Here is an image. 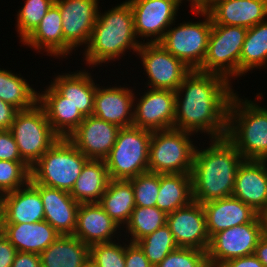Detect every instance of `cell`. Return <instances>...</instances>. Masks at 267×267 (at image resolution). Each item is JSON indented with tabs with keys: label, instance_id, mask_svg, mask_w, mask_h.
Listing matches in <instances>:
<instances>
[{
	"label": "cell",
	"instance_id": "12",
	"mask_svg": "<svg viewBox=\"0 0 267 267\" xmlns=\"http://www.w3.org/2000/svg\"><path fill=\"white\" fill-rule=\"evenodd\" d=\"M137 55L148 75L147 86L152 89L176 91L192 71L181 60L168 52L159 42L140 45Z\"/></svg>",
	"mask_w": 267,
	"mask_h": 267
},
{
	"label": "cell",
	"instance_id": "33",
	"mask_svg": "<svg viewBox=\"0 0 267 267\" xmlns=\"http://www.w3.org/2000/svg\"><path fill=\"white\" fill-rule=\"evenodd\" d=\"M266 63L267 20L248 28L239 59V76Z\"/></svg>",
	"mask_w": 267,
	"mask_h": 267
},
{
	"label": "cell",
	"instance_id": "38",
	"mask_svg": "<svg viewBox=\"0 0 267 267\" xmlns=\"http://www.w3.org/2000/svg\"><path fill=\"white\" fill-rule=\"evenodd\" d=\"M134 191L136 206L156 207L160 187V174L144 172L129 179Z\"/></svg>",
	"mask_w": 267,
	"mask_h": 267
},
{
	"label": "cell",
	"instance_id": "19",
	"mask_svg": "<svg viewBox=\"0 0 267 267\" xmlns=\"http://www.w3.org/2000/svg\"><path fill=\"white\" fill-rule=\"evenodd\" d=\"M41 196L44 207V220L60 235H73L77 225L79 203L70 192L36 184L29 181Z\"/></svg>",
	"mask_w": 267,
	"mask_h": 267
},
{
	"label": "cell",
	"instance_id": "45",
	"mask_svg": "<svg viewBox=\"0 0 267 267\" xmlns=\"http://www.w3.org/2000/svg\"><path fill=\"white\" fill-rule=\"evenodd\" d=\"M11 267H42L40 255L17 251Z\"/></svg>",
	"mask_w": 267,
	"mask_h": 267
},
{
	"label": "cell",
	"instance_id": "41",
	"mask_svg": "<svg viewBox=\"0 0 267 267\" xmlns=\"http://www.w3.org/2000/svg\"><path fill=\"white\" fill-rule=\"evenodd\" d=\"M155 267H209L207 251L178 247Z\"/></svg>",
	"mask_w": 267,
	"mask_h": 267
},
{
	"label": "cell",
	"instance_id": "14",
	"mask_svg": "<svg viewBox=\"0 0 267 267\" xmlns=\"http://www.w3.org/2000/svg\"><path fill=\"white\" fill-rule=\"evenodd\" d=\"M134 20L135 34L159 42L174 25L181 0H128ZM154 37V38H153Z\"/></svg>",
	"mask_w": 267,
	"mask_h": 267
},
{
	"label": "cell",
	"instance_id": "16",
	"mask_svg": "<svg viewBox=\"0 0 267 267\" xmlns=\"http://www.w3.org/2000/svg\"><path fill=\"white\" fill-rule=\"evenodd\" d=\"M166 225L178 247L207 251L210 237L207 232L204 207L197 201L168 213Z\"/></svg>",
	"mask_w": 267,
	"mask_h": 267
},
{
	"label": "cell",
	"instance_id": "17",
	"mask_svg": "<svg viewBox=\"0 0 267 267\" xmlns=\"http://www.w3.org/2000/svg\"><path fill=\"white\" fill-rule=\"evenodd\" d=\"M120 127L94 115L85 117L68 139L88 159H105L114 146Z\"/></svg>",
	"mask_w": 267,
	"mask_h": 267
},
{
	"label": "cell",
	"instance_id": "34",
	"mask_svg": "<svg viewBox=\"0 0 267 267\" xmlns=\"http://www.w3.org/2000/svg\"><path fill=\"white\" fill-rule=\"evenodd\" d=\"M20 76L0 68V99L18 110H27L38 103L39 93Z\"/></svg>",
	"mask_w": 267,
	"mask_h": 267
},
{
	"label": "cell",
	"instance_id": "52",
	"mask_svg": "<svg viewBox=\"0 0 267 267\" xmlns=\"http://www.w3.org/2000/svg\"><path fill=\"white\" fill-rule=\"evenodd\" d=\"M2 232V207L0 202V233Z\"/></svg>",
	"mask_w": 267,
	"mask_h": 267
},
{
	"label": "cell",
	"instance_id": "37",
	"mask_svg": "<svg viewBox=\"0 0 267 267\" xmlns=\"http://www.w3.org/2000/svg\"><path fill=\"white\" fill-rule=\"evenodd\" d=\"M55 0H26L24 6L17 12L18 37L23 42L39 25L48 9Z\"/></svg>",
	"mask_w": 267,
	"mask_h": 267
},
{
	"label": "cell",
	"instance_id": "7",
	"mask_svg": "<svg viewBox=\"0 0 267 267\" xmlns=\"http://www.w3.org/2000/svg\"><path fill=\"white\" fill-rule=\"evenodd\" d=\"M188 131L168 129L152 131L149 143L148 171L158 174H191L196 146Z\"/></svg>",
	"mask_w": 267,
	"mask_h": 267
},
{
	"label": "cell",
	"instance_id": "15",
	"mask_svg": "<svg viewBox=\"0 0 267 267\" xmlns=\"http://www.w3.org/2000/svg\"><path fill=\"white\" fill-rule=\"evenodd\" d=\"M135 99L133 126L150 131L174 128L176 91L149 88L138 103Z\"/></svg>",
	"mask_w": 267,
	"mask_h": 267
},
{
	"label": "cell",
	"instance_id": "47",
	"mask_svg": "<svg viewBox=\"0 0 267 267\" xmlns=\"http://www.w3.org/2000/svg\"><path fill=\"white\" fill-rule=\"evenodd\" d=\"M219 267H265L254 255L233 258L225 261Z\"/></svg>",
	"mask_w": 267,
	"mask_h": 267
},
{
	"label": "cell",
	"instance_id": "42",
	"mask_svg": "<svg viewBox=\"0 0 267 267\" xmlns=\"http://www.w3.org/2000/svg\"><path fill=\"white\" fill-rule=\"evenodd\" d=\"M0 160L24 162L11 131L0 130Z\"/></svg>",
	"mask_w": 267,
	"mask_h": 267
},
{
	"label": "cell",
	"instance_id": "2",
	"mask_svg": "<svg viewBox=\"0 0 267 267\" xmlns=\"http://www.w3.org/2000/svg\"><path fill=\"white\" fill-rule=\"evenodd\" d=\"M209 147H196L192 165V197L198 203L232 196L241 153L226 138L210 139Z\"/></svg>",
	"mask_w": 267,
	"mask_h": 267
},
{
	"label": "cell",
	"instance_id": "46",
	"mask_svg": "<svg viewBox=\"0 0 267 267\" xmlns=\"http://www.w3.org/2000/svg\"><path fill=\"white\" fill-rule=\"evenodd\" d=\"M18 111L17 108L0 99V130L10 129Z\"/></svg>",
	"mask_w": 267,
	"mask_h": 267
},
{
	"label": "cell",
	"instance_id": "29",
	"mask_svg": "<svg viewBox=\"0 0 267 267\" xmlns=\"http://www.w3.org/2000/svg\"><path fill=\"white\" fill-rule=\"evenodd\" d=\"M35 50H44L51 57L64 58V37L59 6L54 2L36 29L23 41Z\"/></svg>",
	"mask_w": 267,
	"mask_h": 267
},
{
	"label": "cell",
	"instance_id": "39",
	"mask_svg": "<svg viewBox=\"0 0 267 267\" xmlns=\"http://www.w3.org/2000/svg\"><path fill=\"white\" fill-rule=\"evenodd\" d=\"M31 178V168L25 162L0 160V196L24 187Z\"/></svg>",
	"mask_w": 267,
	"mask_h": 267
},
{
	"label": "cell",
	"instance_id": "30",
	"mask_svg": "<svg viewBox=\"0 0 267 267\" xmlns=\"http://www.w3.org/2000/svg\"><path fill=\"white\" fill-rule=\"evenodd\" d=\"M110 181L105 160L89 159L70 195L81 203H99Z\"/></svg>",
	"mask_w": 267,
	"mask_h": 267
},
{
	"label": "cell",
	"instance_id": "32",
	"mask_svg": "<svg viewBox=\"0 0 267 267\" xmlns=\"http://www.w3.org/2000/svg\"><path fill=\"white\" fill-rule=\"evenodd\" d=\"M193 201L191 174H160L159 195L156 207L166 214Z\"/></svg>",
	"mask_w": 267,
	"mask_h": 267
},
{
	"label": "cell",
	"instance_id": "1",
	"mask_svg": "<svg viewBox=\"0 0 267 267\" xmlns=\"http://www.w3.org/2000/svg\"><path fill=\"white\" fill-rule=\"evenodd\" d=\"M222 75L192 70L176 90L174 129L226 137L228 107L235 93ZM185 93V94H183Z\"/></svg>",
	"mask_w": 267,
	"mask_h": 267
},
{
	"label": "cell",
	"instance_id": "35",
	"mask_svg": "<svg viewBox=\"0 0 267 267\" xmlns=\"http://www.w3.org/2000/svg\"><path fill=\"white\" fill-rule=\"evenodd\" d=\"M166 218L167 214L157 207L135 206L129 222L125 225V233L128 232L130 234V242L136 243L138 240L164 226Z\"/></svg>",
	"mask_w": 267,
	"mask_h": 267
},
{
	"label": "cell",
	"instance_id": "40",
	"mask_svg": "<svg viewBox=\"0 0 267 267\" xmlns=\"http://www.w3.org/2000/svg\"><path fill=\"white\" fill-rule=\"evenodd\" d=\"M97 243L90 246V267H125V243Z\"/></svg>",
	"mask_w": 267,
	"mask_h": 267
},
{
	"label": "cell",
	"instance_id": "11",
	"mask_svg": "<svg viewBox=\"0 0 267 267\" xmlns=\"http://www.w3.org/2000/svg\"><path fill=\"white\" fill-rule=\"evenodd\" d=\"M264 235L259 214L252 222L217 232L210 238L207 249L209 267H219L227 260L254 254L259 239Z\"/></svg>",
	"mask_w": 267,
	"mask_h": 267
},
{
	"label": "cell",
	"instance_id": "9",
	"mask_svg": "<svg viewBox=\"0 0 267 267\" xmlns=\"http://www.w3.org/2000/svg\"><path fill=\"white\" fill-rule=\"evenodd\" d=\"M195 14L204 16L202 22H184L168 28L159 43L191 70H198L206 57L212 20L207 11L192 8Z\"/></svg>",
	"mask_w": 267,
	"mask_h": 267
},
{
	"label": "cell",
	"instance_id": "8",
	"mask_svg": "<svg viewBox=\"0 0 267 267\" xmlns=\"http://www.w3.org/2000/svg\"><path fill=\"white\" fill-rule=\"evenodd\" d=\"M18 146L21 159L31 168L60 138L52 129L44 108L37 103L19 110L9 129Z\"/></svg>",
	"mask_w": 267,
	"mask_h": 267
},
{
	"label": "cell",
	"instance_id": "13",
	"mask_svg": "<svg viewBox=\"0 0 267 267\" xmlns=\"http://www.w3.org/2000/svg\"><path fill=\"white\" fill-rule=\"evenodd\" d=\"M55 3L62 17L65 58L73 49L88 44L100 8L98 0H55Z\"/></svg>",
	"mask_w": 267,
	"mask_h": 267
},
{
	"label": "cell",
	"instance_id": "3",
	"mask_svg": "<svg viewBox=\"0 0 267 267\" xmlns=\"http://www.w3.org/2000/svg\"><path fill=\"white\" fill-rule=\"evenodd\" d=\"M136 38L133 13L127 0L103 14L99 11L90 40L83 52L87 66L95 67L115 61L127 49L137 53L142 41Z\"/></svg>",
	"mask_w": 267,
	"mask_h": 267
},
{
	"label": "cell",
	"instance_id": "10",
	"mask_svg": "<svg viewBox=\"0 0 267 267\" xmlns=\"http://www.w3.org/2000/svg\"><path fill=\"white\" fill-rule=\"evenodd\" d=\"M247 30L246 27L212 24L206 57L197 71L219 74L229 81L239 77V59Z\"/></svg>",
	"mask_w": 267,
	"mask_h": 267
},
{
	"label": "cell",
	"instance_id": "48",
	"mask_svg": "<svg viewBox=\"0 0 267 267\" xmlns=\"http://www.w3.org/2000/svg\"><path fill=\"white\" fill-rule=\"evenodd\" d=\"M254 255L267 267V236L263 235L255 248Z\"/></svg>",
	"mask_w": 267,
	"mask_h": 267
},
{
	"label": "cell",
	"instance_id": "22",
	"mask_svg": "<svg viewBox=\"0 0 267 267\" xmlns=\"http://www.w3.org/2000/svg\"><path fill=\"white\" fill-rule=\"evenodd\" d=\"M207 12L213 25L251 28L266 21L267 0H220Z\"/></svg>",
	"mask_w": 267,
	"mask_h": 267
},
{
	"label": "cell",
	"instance_id": "26",
	"mask_svg": "<svg viewBox=\"0 0 267 267\" xmlns=\"http://www.w3.org/2000/svg\"><path fill=\"white\" fill-rule=\"evenodd\" d=\"M2 233L19 252L40 254L58 237L59 233L47 221L2 224Z\"/></svg>",
	"mask_w": 267,
	"mask_h": 267
},
{
	"label": "cell",
	"instance_id": "5",
	"mask_svg": "<svg viewBox=\"0 0 267 267\" xmlns=\"http://www.w3.org/2000/svg\"><path fill=\"white\" fill-rule=\"evenodd\" d=\"M88 160L68 138H59L31 167V179L36 184L71 192Z\"/></svg>",
	"mask_w": 267,
	"mask_h": 267
},
{
	"label": "cell",
	"instance_id": "31",
	"mask_svg": "<svg viewBox=\"0 0 267 267\" xmlns=\"http://www.w3.org/2000/svg\"><path fill=\"white\" fill-rule=\"evenodd\" d=\"M99 204L119 227L126 225L136 206L131 182L110 179Z\"/></svg>",
	"mask_w": 267,
	"mask_h": 267
},
{
	"label": "cell",
	"instance_id": "28",
	"mask_svg": "<svg viewBox=\"0 0 267 267\" xmlns=\"http://www.w3.org/2000/svg\"><path fill=\"white\" fill-rule=\"evenodd\" d=\"M39 255L42 267H89L90 246L74 235H59Z\"/></svg>",
	"mask_w": 267,
	"mask_h": 267
},
{
	"label": "cell",
	"instance_id": "23",
	"mask_svg": "<svg viewBox=\"0 0 267 267\" xmlns=\"http://www.w3.org/2000/svg\"><path fill=\"white\" fill-rule=\"evenodd\" d=\"M202 205L210 238L222 230L250 223L259 215L251 206L234 196L213 200Z\"/></svg>",
	"mask_w": 267,
	"mask_h": 267
},
{
	"label": "cell",
	"instance_id": "27",
	"mask_svg": "<svg viewBox=\"0 0 267 267\" xmlns=\"http://www.w3.org/2000/svg\"><path fill=\"white\" fill-rule=\"evenodd\" d=\"M51 85L78 108L84 117L92 115L97 83L95 85L91 73L85 69L74 73H63L56 76Z\"/></svg>",
	"mask_w": 267,
	"mask_h": 267
},
{
	"label": "cell",
	"instance_id": "43",
	"mask_svg": "<svg viewBox=\"0 0 267 267\" xmlns=\"http://www.w3.org/2000/svg\"><path fill=\"white\" fill-rule=\"evenodd\" d=\"M125 244V267H154L137 243Z\"/></svg>",
	"mask_w": 267,
	"mask_h": 267
},
{
	"label": "cell",
	"instance_id": "49",
	"mask_svg": "<svg viewBox=\"0 0 267 267\" xmlns=\"http://www.w3.org/2000/svg\"><path fill=\"white\" fill-rule=\"evenodd\" d=\"M220 0H203L196 9L207 11L214 3Z\"/></svg>",
	"mask_w": 267,
	"mask_h": 267
},
{
	"label": "cell",
	"instance_id": "18",
	"mask_svg": "<svg viewBox=\"0 0 267 267\" xmlns=\"http://www.w3.org/2000/svg\"><path fill=\"white\" fill-rule=\"evenodd\" d=\"M267 160H243L237 169L232 196L260 215L267 209Z\"/></svg>",
	"mask_w": 267,
	"mask_h": 267
},
{
	"label": "cell",
	"instance_id": "4",
	"mask_svg": "<svg viewBox=\"0 0 267 267\" xmlns=\"http://www.w3.org/2000/svg\"><path fill=\"white\" fill-rule=\"evenodd\" d=\"M236 94L228 107L226 138L244 160H267V109Z\"/></svg>",
	"mask_w": 267,
	"mask_h": 267
},
{
	"label": "cell",
	"instance_id": "25",
	"mask_svg": "<svg viewBox=\"0 0 267 267\" xmlns=\"http://www.w3.org/2000/svg\"><path fill=\"white\" fill-rule=\"evenodd\" d=\"M44 90L39 92L38 103L44 108L53 131L60 138H68L85 117L51 84Z\"/></svg>",
	"mask_w": 267,
	"mask_h": 267
},
{
	"label": "cell",
	"instance_id": "24",
	"mask_svg": "<svg viewBox=\"0 0 267 267\" xmlns=\"http://www.w3.org/2000/svg\"><path fill=\"white\" fill-rule=\"evenodd\" d=\"M117 229L120 230V227L106 214L99 203L79 205L77 225L73 235L83 243L91 246L113 242Z\"/></svg>",
	"mask_w": 267,
	"mask_h": 267
},
{
	"label": "cell",
	"instance_id": "51",
	"mask_svg": "<svg viewBox=\"0 0 267 267\" xmlns=\"http://www.w3.org/2000/svg\"><path fill=\"white\" fill-rule=\"evenodd\" d=\"M187 1L191 2L190 5L192 9V8H196L203 0H187Z\"/></svg>",
	"mask_w": 267,
	"mask_h": 267
},
{
	"label": "cell",
	"instance_id": "44",
	"mask_svg": "<svg viewBox=\"0 0 267 267\" xmlns=\"http://www.w3.org/2000/svg\"><path fill=\"white\" fill-rule=\"evenodd\" d=\"M16 248L9 242L7 237L0 233V267H11L16 254Z\"/></svg>",
	"mask_w": 267,
	"mask_h": 267
},
{
	"label": "cell",
	"instance_id": "20",
	"mask_svg": "<svg viewBox=\"0 0 267 267\" xmlns=\"http://www.w3.org/2000/svg\"><path fill=\"white\" fill-rule=\"evenodd\" d=\"M100 87L97 84L92 115L120 128L133 126V89L121 85Z\"/></svg>",
	"mask_w": 267,
	"mask_h": 267
},
{
	"label": "cell",
	"instance_id": "36",
	"mask_svg": "<svg viewBox=\"0 0 267 267\" xmlns=\"http://www.w3.org/2000/svg\"><path fill=\"white\" fill-rule=\"evenodd\" d=\"M136 243L154 267L170 252L178 248L171 230L166 224Z\"/></svg>",
	"mask_w": 267,
	"mask_h": 267
},
{
	"label": "cell",
	"instance_id": "21",
	"mask_svg": "<svg viewBox=\"0 0 267 267\" xmlns=\"http://www.w3.org/2000/svg\"><path fill=\"white\" fill-rule=\"evenodd\" d=\"M2 224L35 223L44 220L39 191L28 182L24 188L0 196Z\"/></svg>",
	"mask_w": 267,
	"mask_h": 267
},
{
	"label": "cell",
	"instance_id": "50",
	"mask_svg": "<svg viewBox=\"0 0 267 267\" xmlns=\"http://www.w3.org/2000/svg\"><path fill=\"white\" fill-rule=\"evenodd\" d=\"M261 218L263 221L264 235L267 236V209L261 214Z\"/></svg>",
	"mask_w": 267,
	"mask_h": 267
},
{
	"label": "cell",
	"instance_id": "6",
	"mask_svg": "<svg viewBox=\"0 0 267 267\" xmlns=\"http://www.w3.org/2000/svg\"><path fill=\"white\" fill-rule=\"evenodd\" d=\"M152 131L130 126L120 128L117 140L104 159L109 178L129 180L148 171Z\"/></svg>",
	"mask_w": 267,
	"mask_h": 267
}]
</instances>
